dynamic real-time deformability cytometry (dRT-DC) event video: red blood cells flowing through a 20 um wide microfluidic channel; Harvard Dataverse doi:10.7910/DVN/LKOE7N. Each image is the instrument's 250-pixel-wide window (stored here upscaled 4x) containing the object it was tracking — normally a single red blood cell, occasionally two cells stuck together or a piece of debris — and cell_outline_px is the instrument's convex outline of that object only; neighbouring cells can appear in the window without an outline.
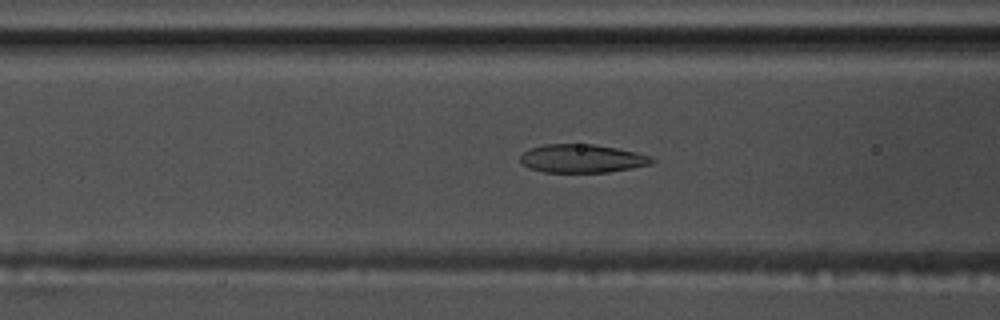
{"species": "common noctule bat (a hibernating species)", "species_latin": "Nyctalus noctula", "temperature_condition": "warm", "stored_images_in_passage": 26, "camera_frame_rate_fps": 3000, "um_per_image_px": 0.085, "animal": {"sex": "male", "body_mass_g": 17.5, "forearm_length_mm": 52.3}, "frame": {"image": 1, "passage_image": 22, "time_ms": 7.0, "image_size_px": [1000, 320], "cell_outline_px": [[656, 160], [652, 164], [632, 168], [608, 172], [544, 172], [532, 168], [524, 164], [520, 160], [520, 156], [528, 148], [544, 144], [592, 144], [616, 148], [636, 152], [652, 156]], "centroid_in_image_um": [49.51, 13.47], "position_along_channel_um": 117.1, "area_um2": 21.73}}